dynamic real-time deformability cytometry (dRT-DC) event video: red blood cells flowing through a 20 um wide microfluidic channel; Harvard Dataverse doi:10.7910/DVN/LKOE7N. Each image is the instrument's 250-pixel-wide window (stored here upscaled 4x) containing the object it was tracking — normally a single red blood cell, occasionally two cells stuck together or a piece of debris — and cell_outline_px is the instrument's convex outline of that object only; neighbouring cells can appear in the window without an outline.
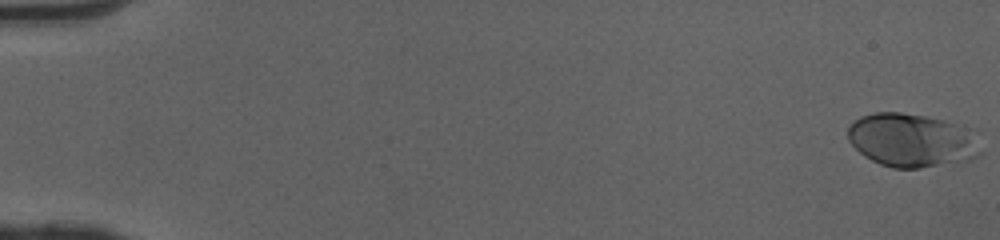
{"species": "human", "species_latin": "Homo sapiens", "temperature_condition": "cold", "stored_images_in_passage": 51, "camera_frame_rate_fps": 3000, "um_per_image_px": 0.085, "donor": {"sex": "female"}, "frame": {"image": 1, "passage_image": 1, "time_ms": 0.0, "image_size_px": [1000, 240], "cell_outline_px": [[984, 152], [968, 160], [920, 168], [892, 168], [880, 164], [864, 156], [848, 140], [848, 128], [860, 116], [876, 112], [900, 112], [924, 116], [944, 120], [976, 128], [980, 132]], "centroid_in_image_um": [77.63, 11.91], "position_along_channel_um": 7.4, "area_um2": 42.37}}
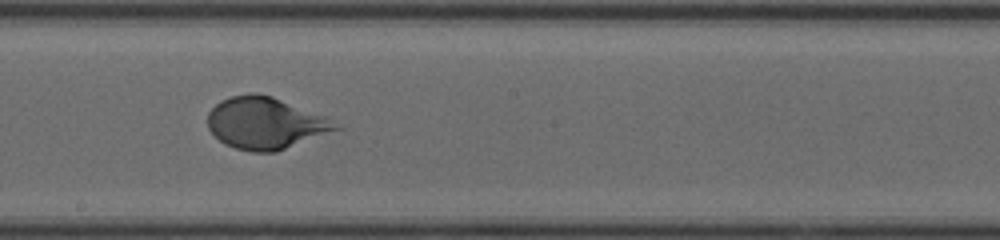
{"frame": {"image": 2, "passage_image": 30, "time_ms": 9.667, "image_size_px": [1000, 240], "cell_outline_px": [[344, 128], [276, 152], [252, 152], [236, 148], [224, 144], [208, 128], [208, 112], [220, 100], [232, 96], [252, 92], [256, 92], [272, 96], [324, 116]], "centroid_in_image_um": [22.56, 10.47], "position_along_channel_um": 225.6, "area_um2": 38.61}}
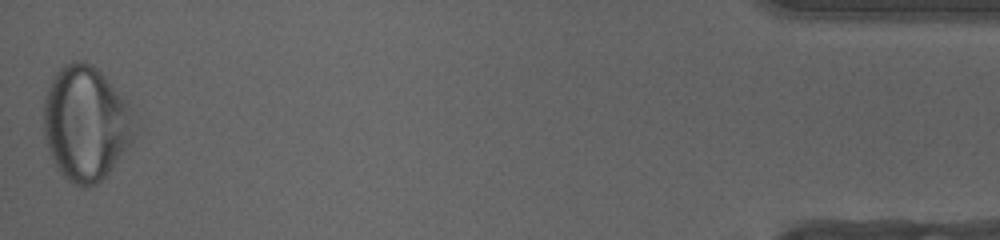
{"frame": {"image": 3, "passage_image": 51, "time_ms": 16.667, "image_size_px": [1000, 240], "cell_outline_px": [[132, 144], [108, 172], [96, 184], [84, 188], [80, 188], [72, 184], [56, 168], [44, 136], [44, 100], [52, 76], [64, 64], [72, 60], [84, 60], [92, 64], [128, 100], [132, 108]], "centroid_in_image_um": [7.28, 10.47], "position_along_channel_um": 427.9, "area_um2": 60.81}, "authors_computed_cell_mechanics": {"area_um2": 39.7086, "velocity_mm_per_s": 4.0703, "shape_relaxation_time_tau1_ms": 2.4555, "shape_relaxation_time_tau2_ms": null, "deformation_change_tau1": 0.1326, "deformation_change_tau2": null}}